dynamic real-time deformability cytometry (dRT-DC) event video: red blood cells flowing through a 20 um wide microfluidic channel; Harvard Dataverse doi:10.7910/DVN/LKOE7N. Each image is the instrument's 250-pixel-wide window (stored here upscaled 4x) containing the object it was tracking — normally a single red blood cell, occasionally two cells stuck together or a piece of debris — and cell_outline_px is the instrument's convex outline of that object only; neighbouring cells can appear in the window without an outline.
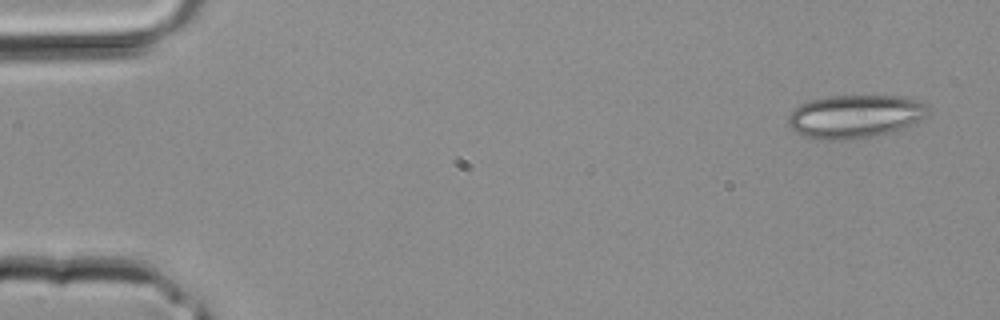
{"species": "common noctule bat (a hibernating species)", "species_latin": "Nyctalus noctula", "temperature_condition": "room temperature", "stored_images_in_passage": 2, "camera_frame_rate_fps": 3000, "um_per_image_px": 0.085, "animal": {"sex": "male", "body_mass_g": 20.4}, "frame": {"image": 1, "passage_image": 1, "time_ms": 0.0, "image_size_px": [1000, 320], "cell_outline_px": [[928, 116], [916, 124], [904, 128], [872, 136], [844, 140], [820, 140], [804, 136], [796, 132], [788, 124], [788, 116], [800, 104], [812, 100], [828, 96], [904, 96], [920, 100], [928, 104]], "centroid_in_image_um": [72.74, 9.89], "position_along_channel_um": 12.3, "area_um2": 35.49}}